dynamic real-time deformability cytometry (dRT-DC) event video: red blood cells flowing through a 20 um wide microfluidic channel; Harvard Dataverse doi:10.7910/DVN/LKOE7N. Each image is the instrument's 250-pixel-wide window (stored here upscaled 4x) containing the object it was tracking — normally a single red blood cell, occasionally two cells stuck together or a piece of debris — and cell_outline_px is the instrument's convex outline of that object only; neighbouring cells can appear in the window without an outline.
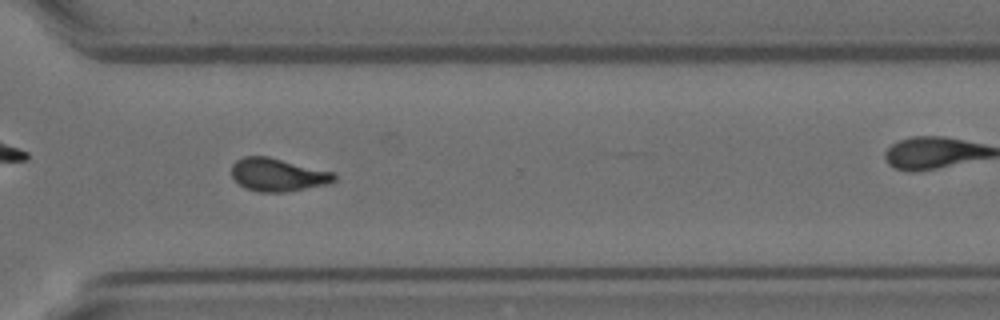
{"species": "Egyptian fruit bat (a non-hibernating species)", "species_latin": "Rousettus aegyptiacus", "temperature_condition": "room temperature", "stored_images_in_passage": 56, "camera_frame_rate_fps": 3000, "um_per_image_px": 0.085, "animal": {"sex": "female"}, "frame": {"image": 1, "passage_image": 40, "time_ms": 13.0, "image_size_px": [1000, 320], "cell_outline_px": [[336, 180], [332, 184], [284, 192], [256, 192], [244, 188], [232, 176], [232, 164], [236, 160], [244, 156], [268, 156], [336, 172]], "centroid_in_image_um": [23.66, 14.86], "position_along_channel_um": 346.9, "area_um2": 20.11}, "authors_computed_cell_mechanics": {"area_um2": 19.363, "velocity_mm_per_s": 3.5884, "shape_relaxation_time_tau1_ms": null, "shape_relaxation_time_tau2_ms": 2.8304, "deformation_change_tau1": null, "deformation_change_tau2": 0.0865}}